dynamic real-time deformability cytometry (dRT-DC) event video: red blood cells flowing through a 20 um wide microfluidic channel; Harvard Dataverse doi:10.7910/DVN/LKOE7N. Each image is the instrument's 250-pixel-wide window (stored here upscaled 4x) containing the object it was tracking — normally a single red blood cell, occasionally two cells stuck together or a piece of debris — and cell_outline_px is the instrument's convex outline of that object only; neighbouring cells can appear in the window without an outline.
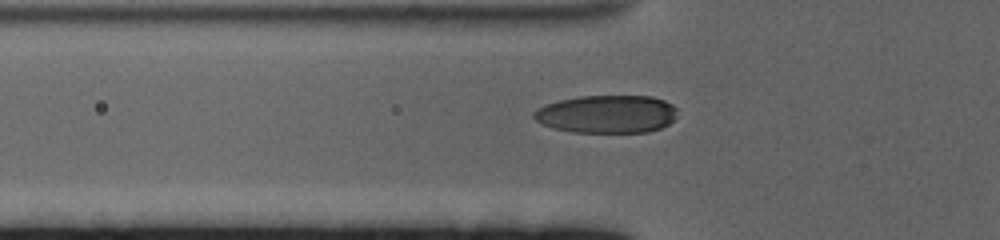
{"species": "human", "species_latin": "Homo sapiens", "temperature_condition": "cold", "stored_images_in_passage": 45, "segment_of_instrument_passage": [1, 2], "camera_frame_rate_fps": 3000, "um_per_image_px": 0.085, "donor": {"sex": "female"}, "frame": {"image": 1, "passage_image": 4, "time_ms": 1.0, "image_size_px": [1000, 240], "cell_outline_px": [[676, 116], [668, 124], [660, 128], [648, 132], [572, 132], [552, 128], [536, 120], [532, 116], [532, 112], [544, 104], [560, 100], [580, 96], [652, 96], [664, 100], [672, 104], [676, 108]], "centroid_in_image_um": [51.57, 9.69], "position_along_channel_um": 74.2, "area_um2": 31.79}}
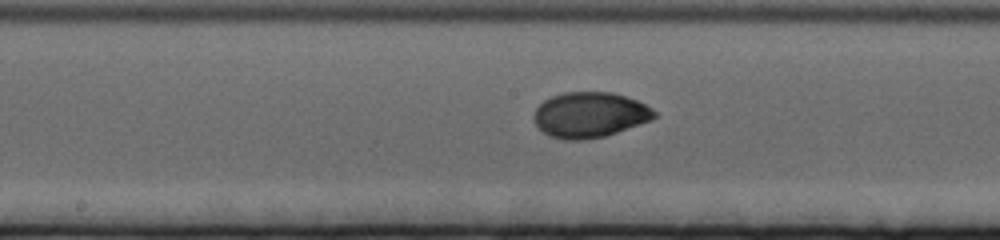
{"frame": {"image": 2, "passage_image": 15, "time_ms": 4.667, "image_size_px": [1000, 240], "cell_outline_px": [[660, 116], [652, 120], [604, 136], [580, 140], [564, 140], [548, 136], [536, 124], [532, 116], [536, 108], [544, 100], [552, 96], [564, 92], [612, 92], [636, 100], [652, 108]], "centroid_in_image_um": [50.13, 9.76], "position_along_channel_um": 198.1, "area_um2": 31.91}}
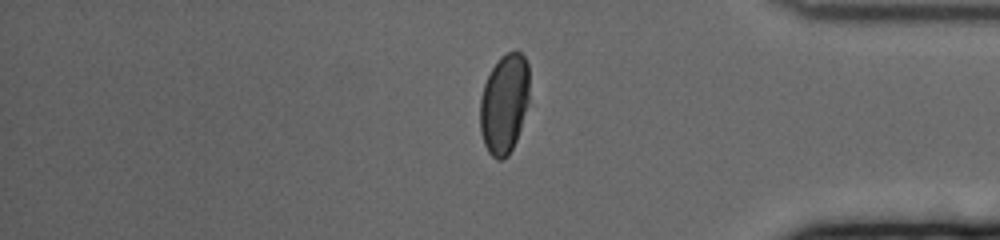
{"frame": {"image": 3, "passage_image": 34, "time_ms": 11.0, "image_size_px": [1000, 240], "cell_outline_px": [[528, 104], [516, 140], [508, 156], [504, 160], [496, 160], [488, 152], [484, 144], [480, 132], [480, 100], [484, 84], [492, 68], [500, 56], [508, 52], [520, 52], [524, 56], [528, 64]], "centroid_in_image_um": [42.85, 8.84], "position_along_channel_um": 392.4, "area_um2": 28.67}}